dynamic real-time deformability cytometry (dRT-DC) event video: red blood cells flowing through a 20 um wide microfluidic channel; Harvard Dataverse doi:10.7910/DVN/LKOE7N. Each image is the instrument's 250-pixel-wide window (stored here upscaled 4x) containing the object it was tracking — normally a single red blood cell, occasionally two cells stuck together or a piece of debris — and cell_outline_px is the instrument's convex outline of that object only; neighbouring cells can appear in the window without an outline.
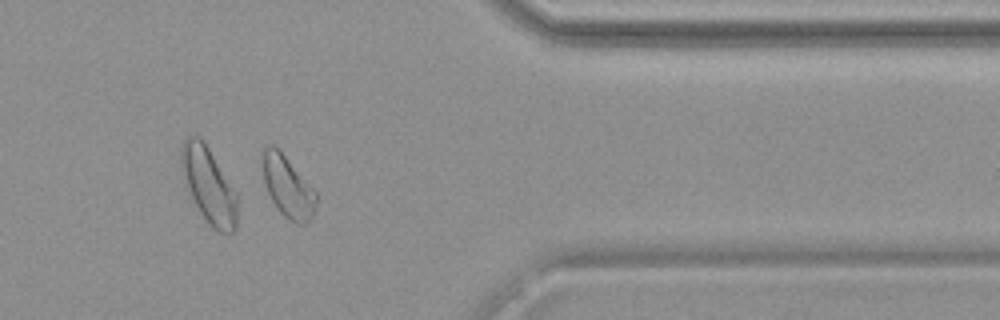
{"species": "common noctule bat (a hibernating species)", "species_latin": "Nyctalus noctula", "temperature_condition": "warm", "stored_images_in_passage": 47, "camera_frame_rate_fps": 3000, "um_per_image_px": 0.085, "animal": {"sex": "female", "body_mass_g": 19.9}, "frame": {"image": 1, "passage_image": 40, "time_ms": 13.0, "image_size_px": [1000, 320], "cell_outline_px": [[316, 204], [312, 216], [304, 224], [296, 224], [288, 220], [280, 212], [272, 200], [264, 184], [260, 164], [260, 152], [268, 144], [272, 144], [280, 148], [316, 192]], "centroid_in_image_um": [24.39, 15.79], "position_along_channel_um": 387.0, "area_um2": 19.71}}